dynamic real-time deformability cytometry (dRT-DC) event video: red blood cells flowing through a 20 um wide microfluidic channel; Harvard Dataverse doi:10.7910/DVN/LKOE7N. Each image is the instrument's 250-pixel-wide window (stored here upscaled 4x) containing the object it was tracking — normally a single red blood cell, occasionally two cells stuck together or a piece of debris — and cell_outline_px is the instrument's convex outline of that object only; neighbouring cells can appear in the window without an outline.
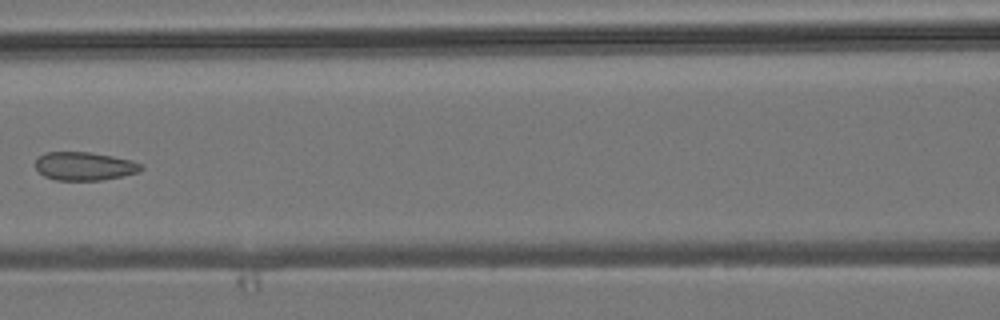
{"species": "common noctule bat (a hibernating species)", "species_latin": "Nyctalus noctula", "temperature_condition": "room temperature", "stored_images_in_passage": 7, "camera_frame_rate_fps": 3000, "um_per_image_px": 0.085, "animal": {"sex": "male", "body_mass_g": 19.2, "forearm_length_mm": 51.8}, "frame": {"image": 1, "passage_image": 7, "time_ms": 7.667, "image_size_px": [1000, 320], "cell_outline_px": [[144, 168], [140, 172], [100, 180], [56, 180], [44, 176], [36, 168], [36, 160], [44, 152], [88, 152], [112, 156], [132, 160], [144, 164]], "centroid_in_image_um": [7.21, 14.12], "position_along_channel_um": 159.4, "area_um2": 17.46}}